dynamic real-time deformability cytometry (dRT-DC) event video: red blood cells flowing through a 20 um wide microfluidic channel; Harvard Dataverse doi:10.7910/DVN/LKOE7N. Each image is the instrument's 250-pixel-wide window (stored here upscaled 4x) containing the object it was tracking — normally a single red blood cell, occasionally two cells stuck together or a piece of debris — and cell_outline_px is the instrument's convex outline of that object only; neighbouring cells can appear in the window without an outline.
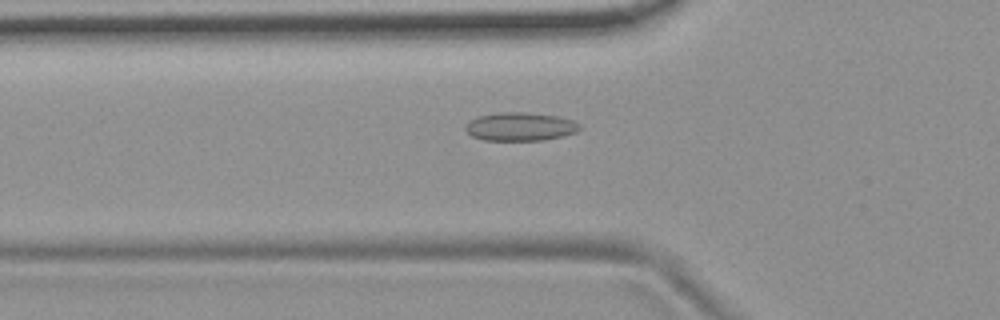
{"species": "common noctule bat (a hibernating species)", "species_latin": "Nyctalus noctula", "temperature_condition": "room temperature", "stored_images_in_passage": 36, "camera_frame_rate_fps": 3000, "um_per_image_px": 0.085, "animal": {"sex": "female", "body_mass_g": 19.9}, "frame": {"image": 1, "passage_image": 7, "time_ms": 2.0, "image_size_px": [1000, 320], "cell_outline_px": [[580, 128], [576, 132], [544, 140], [484, 140], [472, 136], [464, 128], [472, 120], [480, 116], [500, 112], [524, 112], [560, 116], [572, 120], [580, 124]], "centroid_in_image_um": [44.25, 10.76], "position_along_channel_um": 81.6, "area_um2": 18.67}}
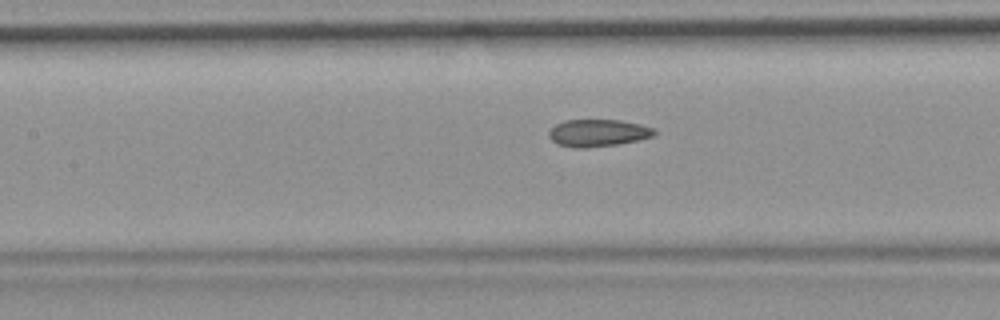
{"frame": {"image": 2, "passage_image": 13, "time_ms": 4.0, "image_size_px": [1000, 320], "cell_outline_px": [[656, 136], [616, 144], [588, 148], [572, 148], [556, 144], [548, 136], [548, 132], [556, 124], [564, 120], [620, 120], [640, 124], [656, 128]], "centroid_in_image_um": [50.82, 11.3], "position_along_channel_um": 156.6, "area_um2": 16.88}}
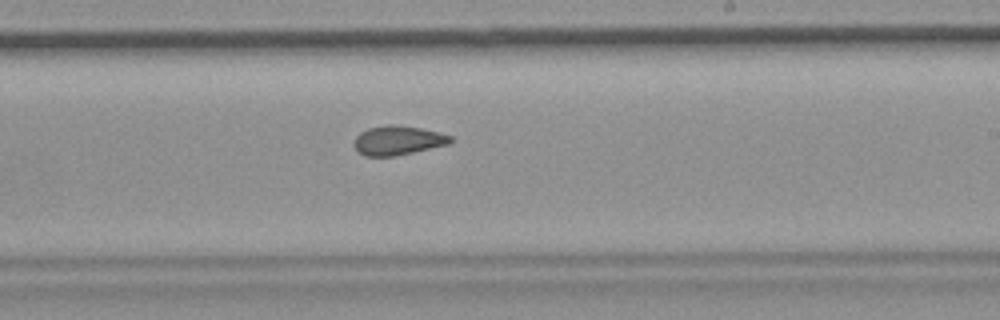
{"frame": {"image": 3, "passage_image": 21, "time_ms": 6.667, "image_size_px": [1000, 320], "cell_outline_px": [[452, 144], [396, 156], [364, 156], [356, 152], [352, 144], [356, 136], [360, 132], [368, 128], [388, 124], [396, 124], [420, 128], [440, 132], [452, 136]], "centroid_in_image_um": [33.81, 11.94], "position_along_channel_um": 255.2, "area_um2": 16.88}, "authors_computed_cell_mechanics": {"area_um2": 16.9065, "velocity_mm_per_s": 3.7151, "shape_relaxation_time_tau1_ms": null, "shape_relaxation_time_tau2_ms": 1.4434, "deformation_change_tau1": null, "deformation_change_tau2": 0.0727}}